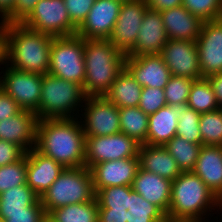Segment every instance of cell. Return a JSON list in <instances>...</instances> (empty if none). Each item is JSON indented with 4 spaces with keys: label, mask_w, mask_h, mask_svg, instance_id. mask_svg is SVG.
I'll return each instance as SVG.
<instances>
[{
    "label": "cell",
    "mask_w": 222,
    "mask_h": 222,
    "mask_svg": "<svg viewBox=\"0 0 222 222\" xmlns=\"http://www.w3.org/2000/svg\"><path fill=\"white\" fill-rule=\"evenodd\" d=\"M86 136L77 117L37 122L36 149L64 168L85 166Z\"/></svg>",
    "instance_id": "6da1fadb"
},
{
    "label": "cell",
    "mask_w": 222,
    "mask_h": 222,
    "mask_svg": "<svg viewBox=\"0 0 222 222\" xmlns=\"http://www.w3.org/2000/svg\"><path fill=\"white\" fill-rule=\"evenodd\" d=\"M214 207L221 210L222 202L192 171L182 172L172 181L166 215L169 222H206V216H211L209 212L215 211Z\"/></svg>",
    "instance_id": "7a4b0ae2"
},
{
    "label": "cell",
    "mask_w": 222,
    "mask_h": 222,
    "mask_svg": "<svg viewBox=\"0 0 222 222\" xmlns=\"http://www.w3.org/2000/svg\"><path fill=\"white\" fill-rule=\"evenodd\" d=\"M98 222H167L166 214L132 186L105 187L96 193Z\"/></svg>",
    "instance_id": "3957f363"
},
{
    "label": "cell",
    "mask_w": 222,
    "mask_h": 222,
    "mask_svg": "<svg viewBox=\"0 0 222 222\" xmlns=\"http://www.w3.org/2000/svg\"><path fill=\"white\" fill-rule=\"evenodd\" d=\"M126 55L108 39H84L86 97L104 96L125 68Z\"/></svg>",
    "instance_id": "277c9868"
},
{
    "label": "cell",
    "mask_w": 222,
    "mask_h": 222,
    "mask_svg": "<svg viewBox=\"0 0 222 222\" xmlns=\"http://www.w3.org/2000/svg\"><path fill=\"white\" fill-rule=\"evenodd\" d=\"M6 29L7 65L27 72L48 74L53 37L22 24H6Z\"/></svg>",
    "instance_id": "5b68a950"
},
{
    "label": "cell",
    "mask_w": 222,
    "mask_h": 222,
    "mask_svg": "<svg viewBox=\"0 0 222 222\" xmlns=\"http://www.w3.org/2000/svg\"><path fill=\"white\" fill-rule=\"evenodd\" d=\"M41 90L38 120L79 116L86 98L81 85L48 73L43 75Z\"/></svg>",
    "instance_id": "8992f818"
},
{
    "label": "cell",
    "mask_w": 222,
    "mask_h": 222,
    "mask_svg": "<svg viewBox=\"0 0 222 222\" xmlns=\"http://www.w3.org/2000/svg\"><path fill=\"white\" fill-rule=\"evenodd\" d=\"M96 192L90 170L80 168H65L49 189L40 197V202L46 214L56 208L94 201Z\"/></svg>",
    "instance_id": "52a82bcc"
},
{
    "label": "cell",
    "mask_w": 222,
    "mask_h": 222,
    "mask_svg": "<svg viewBox=\"0 0 222 222\" xmlns=\"http://www.w3.org/2000/svg\"><path fill=\"white\" fill-rule=\"evenodd\" d=\"M85 70L84 38L75 34L52 39L49 74L83 87Z\"/></svg>",
    "instance_id": "ba28073f"
},
{
    "label": "cell",
    "mask_w": 222,
    "mask_h": 222,
    "mask_svg": "<svg viewBox=\"0 0 222 222\" xmlns=\"http://www.w3.org/2000/svg\"><path fill=\"white\" fill-rule=\"evenodd\" d=\"M21 24L53 38L75 35L77 30L71 23L64 0H40Z\"/></svg>",
    "instance_id": "9c48e42d"
},
{
    "label": "cell",
    "mask_w": 222,
    "mask_h": 222,
    "mask_svg": "<svg viewBox=\"0 0 222 222\" xmlns=\"http://www.w3.org/2000/svg\"><path fill=\"white\" fill-rule=\"evenodd\" d=\"M0 72V88L4 90L22 110L36 114L41 94L43 75L34 72L18 70L8 65ZM5 70V71H4Z\"/></svg>",
    "instance_id": "30bf717a"
},
{
    "label": "cell",
    "mask_w": 222,
    "mask_h": 222,
    "mask_svg": "<svg viewBox=\"0 0 222 222\" xmlns=\"http://www.w3.org/2000/svg\"><path fill=\"white\" fill-rule=\"evenodd\" d=\"M84 103L80 111L82 114L78 118L86 137L109 136L121 132L119 108L113 103L104 96L86 97Z\"/></svg>",
    "instance_id": "8fae6325"
},
{
    "label": "cell",
    "mask_w": 222,
    "mask_h": 222,
    "mask_svg": "<svg viewBox=\"0 0 222 222\" xmlns=\"http://www.w3.org/2000/svg\"><path fill=\"white\" fill-rule=\"evenodd\" d=\"M140 143L122 132L109 136L86 137L85 166L138 157Z\"/></svg>",
    "instance_id": "7c38bea8"
},
{
    "label": "cell",
    "mask_w": 222,
    "mask_h": 222,
    "mask_svg": "<svg viewBox=\"0 0 222 222\" xmlns=\"http://www.w3.org/2000/svg\"><path fill=\"white\" fill-rule=\"evenodd\" d=\"M159 55L171 75L194 80L202 78L196 41L168 39Z\"/></svg>",
    "instance_id": "4fadbf2b"
},
{
    "label": "cell",
    "mask_w": 222,
    "mask_h": 222,
    "mask_svg": "<svg viewBox=\"0 0 222 222\" xmlns=\"http://www.w3.org/2000/svg\"><path fill=\"white\" fill-rule=\"evenodd\" d=\"M147 9L145 0L122 2L116 24L108 40L125 55L135 46Z\"/></svg>",
    "instance_id": "5bb4252c"
},
{
    "label": "cell",
    "mask_w": 222,
    "mask_h": 222,
    "mask_svg": "<svg viewBox=\"0 0 222 222\" xmlns=\"http://www.w3.org/2000/svg\"><path fill=\"white\" fill-rule=\"evenodd\" d=\"M121 5L119 0H96L76 34L84 39H109Z\"/></svg>",
    "instance_id": "9a60e30c"
},
{
    "label": "cell",
    "mask_w": 222,
    "mask_h": 222,
    "mask_svg": "<svg viewBox=\"0 0 222 222\" xmlns=\"http://www.w3.org/2000/svg\"><path fill=\"white\" fill-rule=\"evenodd\" d=\"M196 46L202 78L222 73V19L204 22Z\"/></svg>",
    "instance_id": "2e32d148"
},
{
    "label": "cell",
    "mask_w": 222,
    "mask_h": 222,
    "mask_svg": "<svg viewBox=\"0 0 222 222\" xmlns=\"http://www.w3.org/2000/svg\"><path fill=\"white\" fill-rule=\"evenodd\" d=\"M139 168V158L106 161L89 168L95 192L111 186H132Z\"/></svg>",
    "instance_id": "e0dca14e"
},
{
    "label": "cell",
    "mask_w": 222,
    "mask_h": 222,
    "mask_svg": "<svg viewBox=\"0 0 222 222\" xmlns=\"http://www.w3.org/2000/svg\"><path fill=\"white\" fill-rule=\"evenodd\" d=\"M125 68L142 87L164 89L171 77L159 54L126 56Z\"/></svg>",
    "instance_id": "ac0fdd59"
},
{
    "label": "cell",
    "mask_w": 222,
    "mask_h": 222,
    "mask_svg": "<svg viewBox=\"0 0 222 222\" xmlns=\"http://www.w3.org/2000/svg\"><path fill=\"white\" fill-rule=\"evenodd\" d=\"M168 37L160 12L147 9L134 48L126 56L156 55L161 52Z\"/></svg>",
    "instance_id": "d6986e66"
},
{
    "label": "cell",
    "mask_w": 222,
    "mask_h": 222,
    "mask_svg": "<svg viewBox=\"0 0 222 222\" xmlns=\"http://www.w3.org/2000/svg\"><path fill=\"white\" fill-rule=\"evenodd\" d=\"M37 122L35 113L21 110L0 121V140L12 142L28 152L36 147Z\"/></svg>",
    "instance_id": "ffe728a7"
},
{
    "label": "cell",
    "mask_w": 222,
    "mask_h": 222,
    "mask_svg": "<svg viewBox=\"0 0 222 222\" xmlns=\"http://www.w3.org/2000/svg\"><path fill=\"white\" fill-rule=\"evenodd\" d=\"M65 168L36 148L27 152L26 184L41 197Z\"/></svg>",
    "instance_id": "44dd1931"
},
{
    "label": "cell",
    "mask_w": 222,
    "mask_h": 222,
    "mask_svg": "<svg viewBox=\"0 0 222 222\" xmlns=\"http://www.w3.org/2000/svg\"><path fill=\"white\" fill-rule=\"evenodd\" d=\"M160 13L168 39L189 41L198 39L204 21L187 11L183 5Z\"/></svg>",
    "instance_id": "7402d4cb"
},
{
    "label": "cell",
    "mask_w": 222,
    "mask_h": 222,
    "mask_svg": "<svg viewBox=\"0 0 222 222\" xmlns=\"http://www.w3.org/2000/svg\"><path fill=\"white\" fill-rule=\"evenodd\" d=\"M172 181L138 168L132 188L166 215L170 207Z\"/></svg>",
    "instance_id": "603a6c76"
},
{
    "label": "cell",
    "mask_w": 222,
    "mask_h": 222,
    "mask_svg": "<svg viewBox=\"0 0 222 222\" xmlns=\"http://www.w3.org/2000/svg\"><path fill=\"white\" fill-rule=\"evenodd\" d=\"M192 172L222 202V146L202 145Z\"/></svg>",
    "instance_id": "cb8c5ba5"
},
{
    "label": "cell",
    "mask_w": 222,
    "mask_h": 222,
    "mask_svg": "<svg viewBox=\"0 0 222 222\" xmlns=\"http://www.w3.org/2000/svg\"><path fill=\"white\" fill-rule=\"evenodd\" d=\"M139 168L173 181L181 173L176 160L164 146L142 144L139 147Z\"/></svg>",
    "instance_id": "d4e9b609"
},
{
    "label": "cell",
    "mask_w": 222,
    "mask_h": 222,
    "mask_svg": "<svg viewBox=\"0 0 222 222\" xmlns=\"http://www.w3.org/2000/svg\"><path fill=\"white\" fill-rule=\"evenodd\" d=\"M178 126V107L165 106L149 115L145 145L164 146L175 135Z\"/></svg>",
    "instance_id": "484cf974"
},
{
    "label": "cell",
    "mask_w": 222,
    "mask_h": 222,
    "mask_svg": "<svg viewBox=\"0 0 222 222\" xmlns=\"http://www.w3.org/2000/svg\"><path fill=\"white\" fill-rule=\"evenodd\" d=\"M142 86L124 68L104 97L118 108L139 106Z\"/></svg>",
    "instance_id": "4316f807"
},
{
    "label": "cell",
    "mask_w": 222,
    "mask_h": 222,
    "mask_svg": "<svg viewBox=\"0 0 222 222\" xmlns=\"http://www.w3.org/2000/svg\"><path fill=\"white\" fill-rule=\"evenodd\" d=\"M31 205H42L40 197L27 185L15 186L0 194V213L27 212Z\"/></svg>",
    "instance_id": "83f0119b"
},
{
    "label": "cell",
    "mask_w": 222,
    "mask_h": 222,
    "mask_svg": "<svg viewBox=\"0 0 222 222\" xmlns=\"http://www.w3.org/2000/svg\"><path fill=\"white\" fill-rule=\"evenodd\" d=\"M120 128L123 134L134 138L141 145L147 140L149 115L138 106L119 108Z\"/></svg>",
    "instance_id": "f1b7e54d"
},
{
    "label": "cell",
    "mask_w": 222,
    "mask_h": 222,
    "mask_svg": "<svg viewBox=\"0 0 222 222\" xmlns=\"http://www.w3.org/2000/svg\"><path fill=\"white\" fill-rule=\"evenodd\" d=\"M56 222H98V202L70 204L52 210L49 214Z\"/></svg>",
    "instance_id": "f546056e"
},
{
    "label": "cell",
    "mask_w": 222,
    "mask_h": 222,
    "mask_svg": "<svg viewBox=\"0 0 222 222\" xmlns=\"http://www.w3.org/2000/svg\"><path fill=\"white\" fill-rule=\"evenodd\" d=\"M187 106L200 114L220 109L212 86L207 78L193 81Z\"/></svg>",
    "instance_id": "4dcf8cb0"
},
{
    "label": "cell",
    "mask_w": 222,
    "mask_h": 222,
    "mask_svg": "<svg viewBox=\"0 0 222 222\" xmlns=\"http://www.w3.org/2000/svg\"><path fill=\"white\" fill-rule=\"evenodd\" d=\"M164 147L176 160L181 171L188 172L194 169L202 145L187 142L175 135Z\"/></svg>",
    "instance_id": "1f68e13d"
},
{
    "label": "cell",
    "mask_w": 222,
    "mask_h": 222,
    "mask_svg": "<svg viewBox=\"0 0 222 222\" xmlns=\"http://www.w3.org/2000/svg\"><path fill=\"white\" fill-rule=\"evenodd\" d=\"M199 122L200 113L194 111L187 105L179 106L176 135L187 142L202 145Z\"/></svg>",
    "instance_id": "d6a6232c"
},
{
    "label": "cell",
    "mask_w": 222,
    "mask_h": 222,
    "mask_svg": "<svg viewBox=\"0 0 222 222\" xmlns=\"http://www.w3.org/2000/svg\"><path fill=\"white\" fill-rule=\"evenodd\" d=\"M202 145L222 146V111L220 109L200 114Z\"/></svg>",
    "instance_id": "836d02e7"
},
{
    "label": "cell",
    "mask_w": 222,
    "mask_h": 222,
    "mask_svg": "<svg viewBox=\"0 0 222 222\" xmlns=\"http://www.w3.org/2000/svg\"><path fill=\"white\" fill-rule=\"evenodd\" d=\"M193 81L194 79L187 77L171 75L164 88L167 106L179 107L187 105Z\"/></svg>",
    "instance_id": "e575fe53"
},
{
    "label": "cell",
    "mask_w": 222,
    "mask_h": 222,
    "mask_svg": "<svg viewBox=\"0 0 222 222\" xmlns=\"http://www.w3.org/2000/svg\"><path fill=\"white\" fill-rule=\"evenodd\" d=\"M27 152L15 163L0 166V194L15 186L26 184Z\"/></svg>",
    "instance_id": "d590c367"
},
{
    "label": "cell",
    "mask_w": 222,
    "mask_h": 222,
    "mask_svg": "<svg viewBox=\"0 0 222 222\" xmlns=\"http://www.w3.org/2000/svg\"><path fill=\"white\" fill-rule=\"evenodd\" d=\"M182 5L204 22L222 19V0H183Z\"/></svg>",
    "instance_id": "8d00e7d4"
},
{
    "label": "cell",
    "mask_w": 222,
    "mask_h": 222,
    "mask_svg": "<svg viewBox=\"0 0 222 222\" xmlns=\"http://www.w3.org/2000/svg\"><path fill=\"white\" fill-rule=\"evenodd\" d=\"M167 106L164 89L143 87L139 108L147 115L156 113L162 107Z\"/></svg>",
    "instance_id": "74e56055"
},
{
    "label": "cell",
    "mask_w": 222,
    "mask_h": 222,
    "mask_svg": "<svg viewBox=\"0 0 222 222\" xmlns=\"http://www.w3.org/2000/svg\"><path fill=\"white\" fill-rule=\"evenodd\" d=\"M40 0H15L14 7L1 19L5 24H21Z\"/></svg>",
    "instance_id": "f35d334b"
},
{
    "label": "cell",
    "mask_w": 222,
    "mask_h": 222,
    "mask_svg": "<svg viewBox=\"0 0 222 222\" xmlns=\"http://www.w3.org/2000/svg\"><path fill=\"white\" fill-rule=\"evenodd\" d=\"M71 23L78 28L96 0H64Z\"/></svg>",
    "instance_id": "ab89813d"
},
{
    "label": "cell",
    "mask_w": 222,
    "mask_h": 222,
    "mask_svg": "<svg viewBox=\"0 0 222 222\" xmlns=\"http://www.w3.org/2000/svg\"><path fill=\"white\" fill-rule=\"evenodd\" d=\"M46 215L42 205H31L27 212L0 213L3 222H41Z\"/></svg>",
    "instance_id": "60d3db41"
},
{
    "label": "cell",
    "mask_w": 222,
    "mask_h": 222,
    "mask_svg": "<svg viewBox=\"0 0 222 222\" xmlns=\"http://www.w3.org/2000/svg\"><path fill=\"white\" fill-rule=\"evenodd\" d=\"M25 153L26 152L18 145L9 141L0 140V166L17 162Z\"/></svg>",
    "instance_id": "b9f144b4"
},
{
    "label": "cell",
    "mask_w": 222,
    "mask_h": 222,
    "mask_svg": "<svg viewBox=\"0 0 222 222\" xmlns=\"http://www.w3.org/2000/svg\"><path fill=\"white\" fill-rule=\"evenodd\" d=\"M20 106L0 88V121L18 114Z\"/></svg>",
    "instance_id": "7bdbcfd3"
},
{
    "label": "cell",
    "mask_w": 222,
    "mask_h": 222,
    "mask_svg": "<svg viewBox=\"0 0 222 222\" xmlns=\"http://www.w3.org/2000/svg\"><path fill=\"white\" fill-rule=\"evenodd\" d=\"M182 1L183 0H145L148 9L157 12L182 6Z\"/></svg>",
    "instance_id": "ee69618b"
},
{
    "label": "cell",
    "mask_w": 222,
    "mask_h": 222,
    "mask_svg": "<svg viewBox=\"0 0 222 222\" xmlns=\"http://www.w3.org/2000/svg\"><path fill=\"white\" fill-rule=\"evenodd\" d=\"M7 53L6 24L0 20V66L7 65Z\"/></svg>",
    "instance_id": "f6af8a7d"
},
{
    "label": "cell",
    "mask_w": 222,
    "mask_h": 222,
    "mask_svg": "<svg viewBox=\"0 0 222 222\" xmlns=\"http://www.w3.org/2000/svg\"><path fill=\"white\" fill-rule=\"evenodd\" d=\"M215 94L219 107L222 106V73L213 74L207 77Z\"/></svg>",
    "instance_id": "bcb514c9"
},
{
    "label": "cell",
    "mask_w": 222,
    "mask_h": 222,
    "mask_svg": "<svg viewBox=\"0 0 222 222\" xmlns=\"http://www.w3.org/2000/svg\"><path fill=\"white\" fill-rule=\"evenodd\" d=\"M15 0H0V18L2 19L13 7Z\"/></svg>",
    "instance_id": "7dc6e473"
},
{
    "label": "cell",
    "mask_w": 222,
    "mask_h": 222,
    "mask_svg": "<svg viewBox=\"0 0 222 222\" xmlns=\"http://www.w3.org/2000/svg\"><path fill=\"white\" fill-rule=\"evenodd\" d=\"M41 222H56L51 216H49L48 214H46L43 218Z\"/></svg>",
    "instance_id": "c3c4849f"
},
{
    "label": "cell",
    "mask_w": 222,
    "mask_h": 222,
    "mask_svg": "<svg viewBox=\"0 0 222 222\" xmlns=\"http://www.w3.org/2000/svg\"><path fill=\"white\" fill-rule=\"evenodd\" d=\"M121 2H127V1H132V0H119Z\"/></svg>",
    "instance_id": "681fc988"
}]
</instances>
